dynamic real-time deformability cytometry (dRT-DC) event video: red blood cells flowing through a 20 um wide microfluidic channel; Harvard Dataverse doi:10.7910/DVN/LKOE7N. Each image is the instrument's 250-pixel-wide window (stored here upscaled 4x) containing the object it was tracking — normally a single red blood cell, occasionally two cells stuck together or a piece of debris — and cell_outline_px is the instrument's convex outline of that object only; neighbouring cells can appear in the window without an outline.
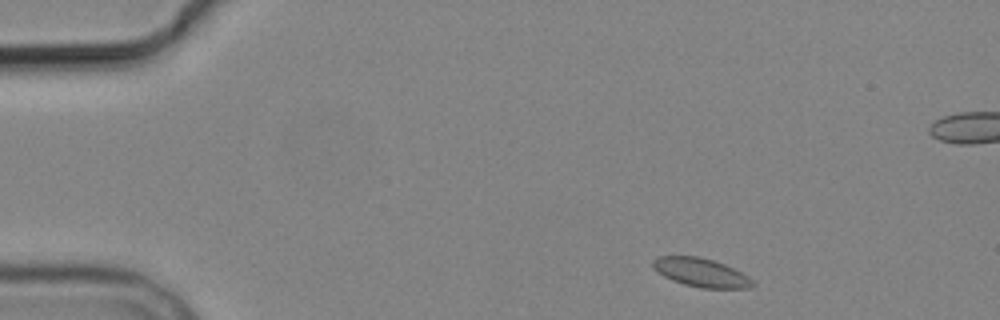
{"species": "common noctule bat (a hibernating species)", "species_latin": "Nyctalus noctula", "temperature_condition": "cold", "stored_images_in_passage": 4, "camera_frame_rate_fps": 3000, "um_per_image_px": 0.085, "animal": {"sex": "male", "body_mass_g": 19.2, "forearm_length_mm": 51.8}, "frame": {"image": 1, "passage_image": 1, "time_ms": 0.0, "image_size_px": [1000, 320], "cell_outline_px": [[756, 284], [748, 288], [700, 288], [684, 284], [672, 280], [664, 276], [652, 268], [652, 260], [660, 256], [700, 256], [724, 264], [748, 276]], "centroid_in_image_um": [59.56, 23.16], "position_along_channel_um": 25.4, "area_um2": 16.59}}